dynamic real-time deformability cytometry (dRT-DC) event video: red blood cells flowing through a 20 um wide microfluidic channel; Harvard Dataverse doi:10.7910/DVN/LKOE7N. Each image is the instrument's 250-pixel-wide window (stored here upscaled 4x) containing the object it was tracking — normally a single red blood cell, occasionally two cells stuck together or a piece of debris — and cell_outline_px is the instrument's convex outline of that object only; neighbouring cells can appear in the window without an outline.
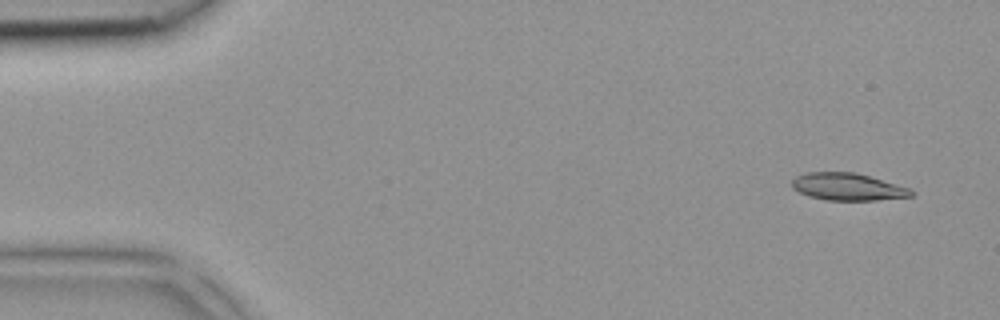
{"species": "common noctule bat (a hibernating species)", "species_latin": "Nyctalus noctula", "temperature_condition": "room temperature", "stored_images_in_passage": 4, "segment_of_instrument_passage": [1, 2], "camera_frame_rate_fps": 3000, "um_per_image_px": 0.085, "animal": {"sex": "female", "body_mass_g": 18.4}, "frame": {"image": 1, "passage_image": 1, "time_ms": 0.0, "image_size_px": [1000, 320], "cell_outline_px": [[912, 196], [876, 200], [824, 200], [808, 196], [792, 188], [792, 180], [796, 176], [808, 172], [856, 172], [908, 188], [912, 192]], "centroid_in_image_um": [71.99, 15.87], "position_along_channel_um": 13.0, "area_um2": 18.73}}